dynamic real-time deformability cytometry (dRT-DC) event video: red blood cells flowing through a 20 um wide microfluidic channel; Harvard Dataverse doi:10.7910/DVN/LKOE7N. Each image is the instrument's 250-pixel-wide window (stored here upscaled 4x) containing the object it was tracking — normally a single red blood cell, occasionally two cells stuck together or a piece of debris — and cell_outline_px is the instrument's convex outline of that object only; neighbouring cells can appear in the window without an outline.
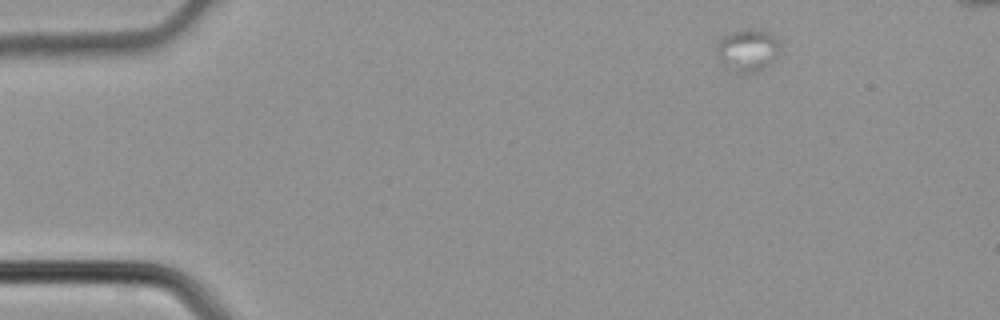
{"species": "common noctule bat (a hibernating species)", "species_latin": "Nyctalus noctula", "temperature_condition": "cold", "stored_images_in_passage": 3, "camera_frame_rate_fps": 3000, "um_per_image_px": 0.085, "animal": {"sex": "male", "body_mass_g": 21.5, "forearm_length_mm": 52.0}, "frame": {"image": 1, "passage_image": 1, "time_ms": 0.0, "image_size_px": [1000, 320], "cell_outline_px": [[780, 48], [772, 64], [768, 68], [760, 72], [744, 76], [740, 76], [724, 68], [716, 52], [716, 44], [728, 32], [744, 28], [752, 28], [768, 32], [780, 40]], "centroid_in_image_um": [63.55, 4.33], "position_along_channel_um": 21.5, "area_um2": 16.76}}